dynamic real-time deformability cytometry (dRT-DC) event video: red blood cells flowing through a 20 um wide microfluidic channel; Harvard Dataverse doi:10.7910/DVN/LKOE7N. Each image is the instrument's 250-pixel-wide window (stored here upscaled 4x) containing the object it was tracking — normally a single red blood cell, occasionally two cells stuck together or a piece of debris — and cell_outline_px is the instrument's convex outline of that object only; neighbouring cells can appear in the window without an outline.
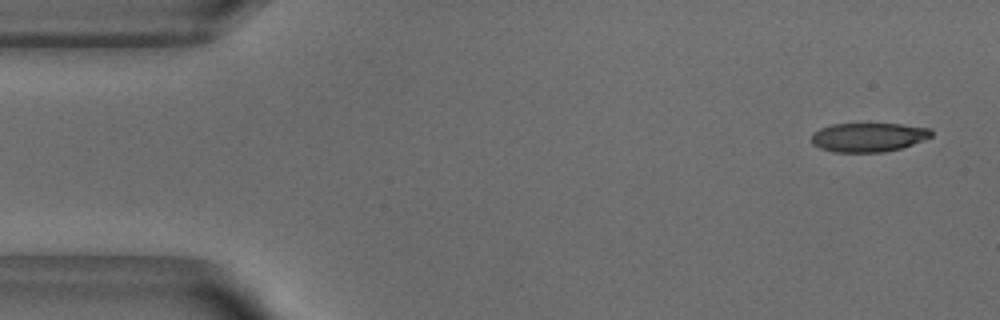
{"species": "common noctule bat (a hibernating species)", "species_latin": "Nyctalus noctula", "temperature_condition": "warm", "stored_images_in_passage": 50, "camera_frame_rate_fps": 3000, "um_per_image_px": 0.085, "animal": {"sex": "male", "body_mass_g": 18.8}, "frame": {"image": 1, "passage_image": 1, "time_ms": 0.0, "image_size_px": [1000, 320], "cell_outline_px": [[932, 136], [912, 144], [900, 148], [884, 152], [832, 152], [820, 148], [812, 144], [812, 132], [820, 128], [832, 124], [900, 124], [932, 128]], "centroid_in_image_um": [73.79, 11.66], "position_along_channel_um": 11.2, "area_um2": 20.29}}
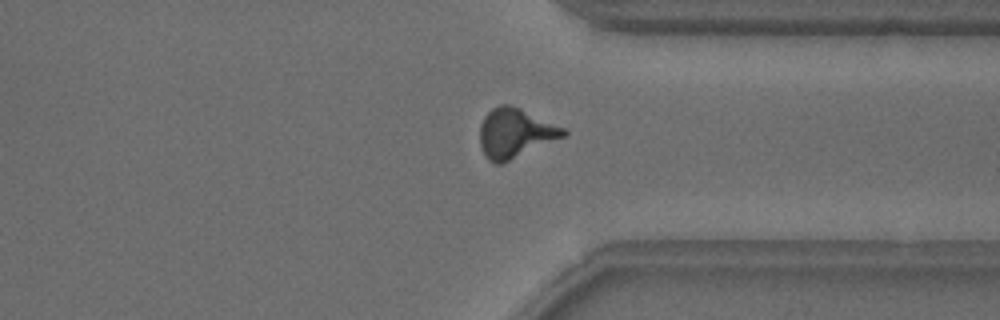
{"frame": {"image": 2, "passage_image": 37, "time_ms": 12.0, "image_size_px": [1000, 320], "cell_outline_px": [[568, 132], [564, 136], [500, 164], [496, 164], [488, 160], [484, 156], [480, 144], [480, 124], [484, 116], [492, 108], [500, 104], [508, 104], [520, 108], [564, 128]], "centroid_in_image_um": [43.74, 11.3], "position_along_channel_um": 367.7, "area_um2": 23.7}}
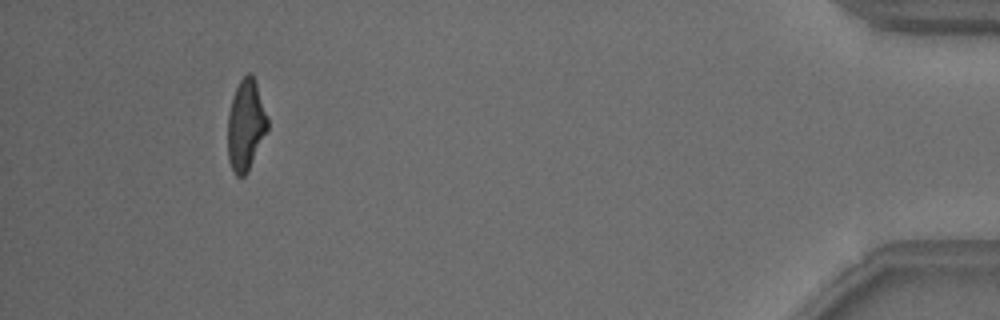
{"frame": {"image": 3, "passage_image": 46, "time_ms": 15.0, "image_size_px": [1000, 320], "cell_outline_px": [[268, 128], [248, 172], [244, 176], [236, 176], [228, 160], [228, 112], [232, 96], [240, 80], [248, 72], [252, 72], [256, 80], [268, 116]], "centroid_in_image_um": [20.9, 10.6], "position_along_channel_um": 414.3, "area_um2": 21.33}, "authors_computed_cell_mechanics": {"area_um2": 22.5131, "velocity_mm_per_s": 3.8659, "shape_relaxation_time_tau1_ms": 3.1848, "shape_relaxation_time_tau2_ms": 0.9287, "deformation_change_tau1": 0.1777, "deformation_change_tau2": 0.1178}}